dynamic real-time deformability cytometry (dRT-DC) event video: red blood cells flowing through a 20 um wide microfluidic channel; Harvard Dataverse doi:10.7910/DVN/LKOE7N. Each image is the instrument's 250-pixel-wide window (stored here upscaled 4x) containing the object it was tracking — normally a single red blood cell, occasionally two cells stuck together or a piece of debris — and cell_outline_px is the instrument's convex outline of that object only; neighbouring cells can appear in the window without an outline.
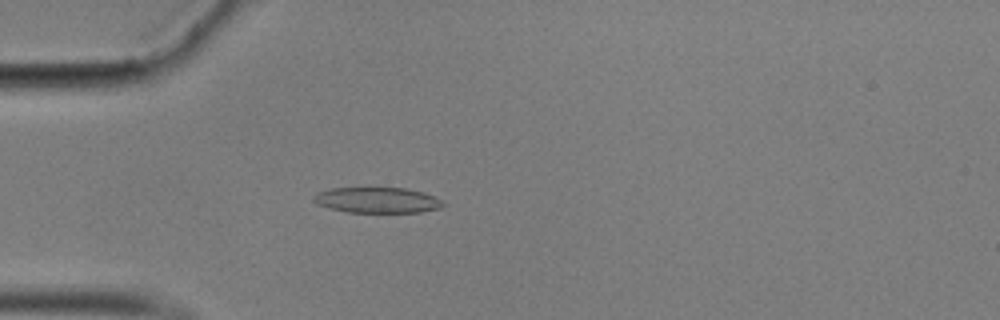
{"species": "common noctule bat (a hibernating species)", "species_latin": "Nyctalus noctula", "temperature_condition": "cold", "stored_images_in_passage": 23, "camera_frame_rate_fps": 3000, "um_per_image_px": 0.085, "animal": {"sex": "male", "body_mass_g": 17.9}, "frame": {"image": 1, "passage_image": 1, "time_ms": 0.0, "image_size_px": [1000, 320], "cell_outline_px": [[444, 204], [440, 208], [420, 212], [348, 212], [316, 204], [312, 200], [312, 196], [316, 192], [332, 188], [404, 188], [420, 192], [432, 196], [440, 200]], "centroid_in_image_um": [32.0, 17.01], "position_along_channel_um": 53.0, "area_um2": 19.07}}
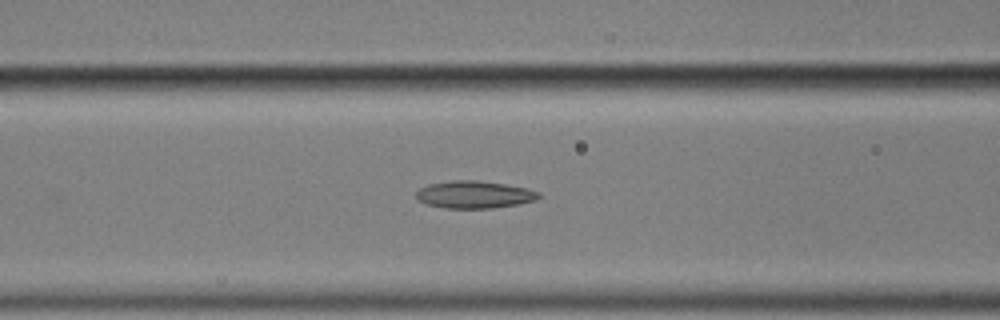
{"frame": {"image": 2, "passage_image": 8, "time_ms": 2.333, "image_size_px": [1000, 320], "cell_outline_px": [[540, 196], [536, 200], [520, 204], [492, 208], [444, 208], [424, 204], [416, 196], [416, 192], [420, 188], [428, 184], [452, 180], [476, 180], [504, 184], [528, 188], [540, 192]], "centroid_in_image_um": [40.32, 16.54], "position_along_channel_um": 126.3, "area_um2": 19.65}}
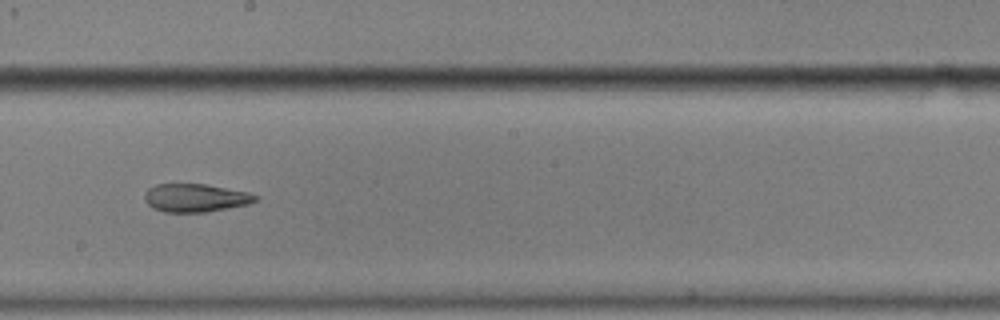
{"frame": {"image": 3, "passage_image": 17, "time_ms": 5.333, "image_size_px": [1000, 320], "cell_outline_px": [[260, 196], [256, 200], [248, 204], [204, 212], [164, 212], [152, 208], [144, 200], [144, 192], [148, 188], [156, 184], [204, 184], [248, 192]], "centroid_in_image_um": [16.57, 16.81], "position_along_channel_um": 231.6, "area_um2": 18.15}}